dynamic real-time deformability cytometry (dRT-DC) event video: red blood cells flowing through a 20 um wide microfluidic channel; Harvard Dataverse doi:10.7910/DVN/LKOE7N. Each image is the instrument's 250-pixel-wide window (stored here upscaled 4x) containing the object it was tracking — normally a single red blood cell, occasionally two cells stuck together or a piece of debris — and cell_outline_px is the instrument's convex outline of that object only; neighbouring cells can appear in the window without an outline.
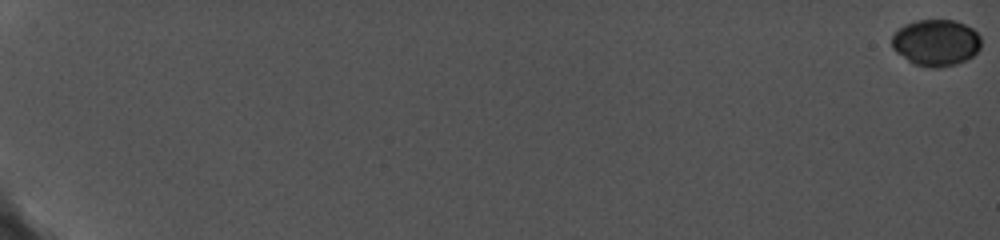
{"species": "common noctule bat (a hibernating species)", "species_latin": "Nyctalus noctula", "temperature_condition": "cold", "stored_images_in_passage": 92, "camera_frame_rate_fps": 5000, "um_per_image_px": 0.085, "animal": {"sex": "female", "body_mass_g": 19.0, "forearm_length_mm": 56.7}, "frame": {"image": 1, "passage_image": 1, "time_ms": 0.0, "image_size_px": [1000, 240], "cell_outline_px": [[980, 48], [972, 56], [956, 64], [940, 68], [932, 68], [912, 64], [896, 52], [892, 48], [892, 36], [904, 24], [916, 20], [956, 20], [972, 28], [980, 36]], "centroid_in_image_um": [79.54, 3.63], "position_along_channel_um": 5.5, "area_um2": 24.28}}
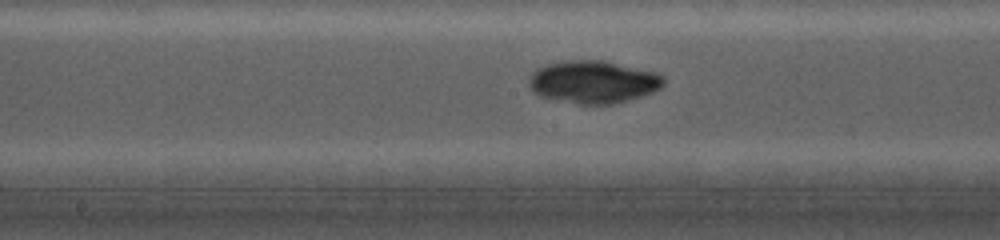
{"frame": {"image": 2, "passage_image": 59, "time_ms": 11.6, "image_size_px": [1000, 240], "cell_outline_px": [[664, 84], [652, 92], [612, 104], [580, 104], [540, 96], [532, 88], [532, 72], [536, 68], [544, 64], [564, 60], [604, 60], [652, 72], [660, 76], [664, 80]], "centroid_in_image_um": [50.4, 6.94], "position_along_channel_um": 197.8, "area_um2": 32.66}}
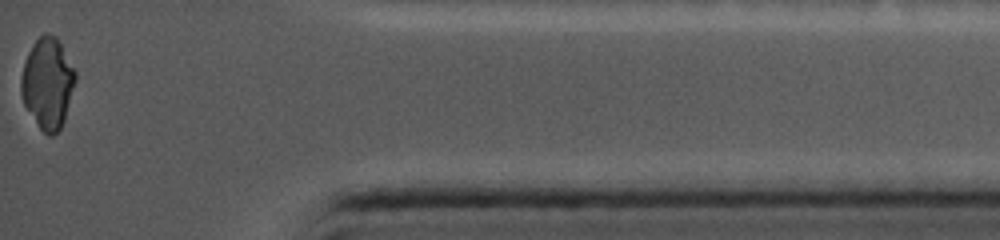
{"frame": {"image": 3, "passage_image": 92, "time_ms": 18.2, "image_size_px": [1000, 240], "cell_outline_px": [[76, 80], [64, 120], [60, 128], [52, 136], [48, 136], [40, 128], [24, 104], [20, 92], [20, 80], [24, 64], [28, 52], [32, 44], [44, 32], [48, 32], [56, 36], [76, 72]], "centroid_in_image_um": [4.04, 7.05], "position_along_channel_um": 431.2, "area_um2": 28.55}}